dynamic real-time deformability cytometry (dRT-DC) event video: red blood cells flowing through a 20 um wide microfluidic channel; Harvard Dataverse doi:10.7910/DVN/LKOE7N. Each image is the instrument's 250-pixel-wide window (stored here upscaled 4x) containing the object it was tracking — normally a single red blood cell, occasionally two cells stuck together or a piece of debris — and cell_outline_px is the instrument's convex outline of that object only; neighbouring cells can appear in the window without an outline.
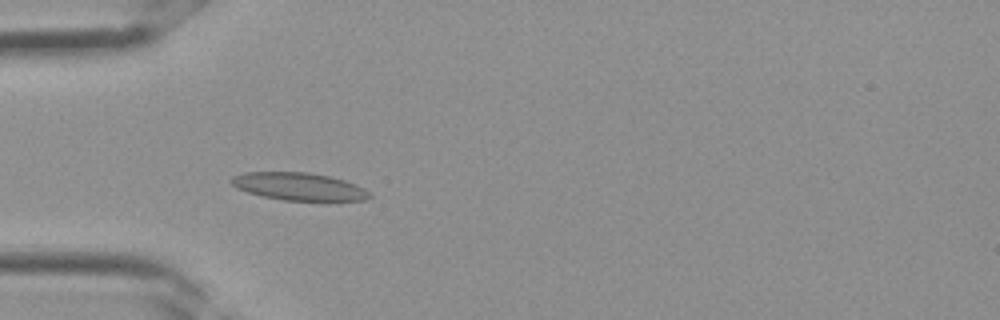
{"species": "Egyptian fruit bat (a non-hibernating species)", "species_latin": "Rousettus aegyptiacus", "temperature_condition": "room temperature", "stored_images_in_passage": 4, "camera_frame_rate_fps": 3000, "um_per_image_px": 0.085, "frame": {"image": 1, "passage_image": 4, "time_ms": 1.0, "image_size_px": [1000, 320], "cell_outline_px": [[372, 196], [368, 200], [284, 200], [264, 196], [248, 192], [236, 188], [228, 180], [232, 176], [244, 172], [308, 172], [328, 176], [344, 180], [356, 184], [364, 188]], "centroid_in_image_um": [25.38, 15.84], "position_along_channel_um": 59.6, "area_um2": 22.14}}